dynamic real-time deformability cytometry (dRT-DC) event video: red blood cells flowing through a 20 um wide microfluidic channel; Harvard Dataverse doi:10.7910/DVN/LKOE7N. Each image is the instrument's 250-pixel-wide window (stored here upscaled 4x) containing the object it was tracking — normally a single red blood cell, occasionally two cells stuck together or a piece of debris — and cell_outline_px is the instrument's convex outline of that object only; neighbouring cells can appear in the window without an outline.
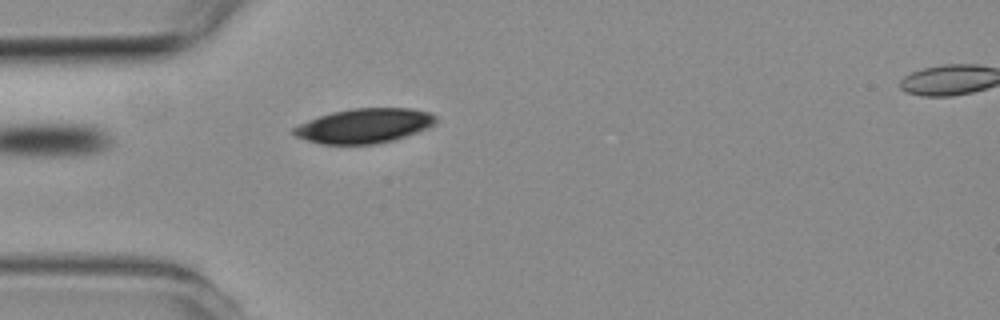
{"species": "common noctule bat (a hibernating species)", "species_latin": "Nyctalus noctula", "temperature_condition": "room temperature", "stored_images_in_passage": 5, "segment_of_instrument_passage": [1, 2], "camera_frame_rate_fps": 3000, "um_per_image_px": 0.085, "animal": {"sex": "female", "body_mass_g": 19.3, "forearm_length_mm": 54.1}, "frame": {"image": 1, "passage_image": 4, "time_ms": 3.333, "image_size_px": [1000, 320], "cell_outline_px": [[436, 124], [428, 128], [392, 140], [376, 144], [320, 144], [296, 136], [292, 132], [292, 128], [308, 120], [332, 112], [352, 108], [412, 108], [428, 112], [436, 116]], "centroid_in_image_um": [30.97, 10.68], "position_along_channel_um": 54.0, "area_um2": 28.5}}